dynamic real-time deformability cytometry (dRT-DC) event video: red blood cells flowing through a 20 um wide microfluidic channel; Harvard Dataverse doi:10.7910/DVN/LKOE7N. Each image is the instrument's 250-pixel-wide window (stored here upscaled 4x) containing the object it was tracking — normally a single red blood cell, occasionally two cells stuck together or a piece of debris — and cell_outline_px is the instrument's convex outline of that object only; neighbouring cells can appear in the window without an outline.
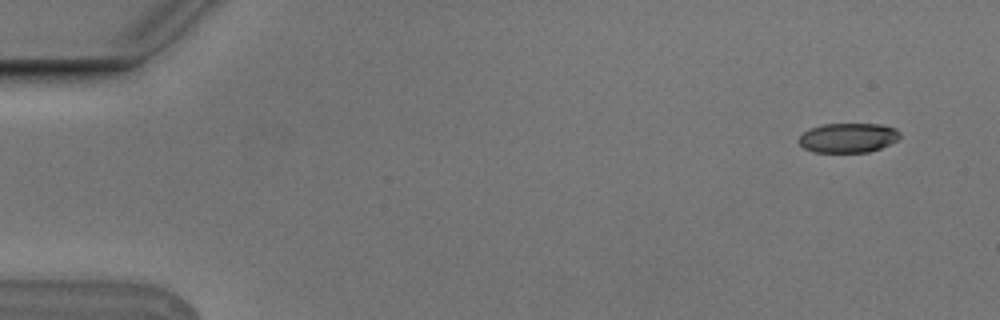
{"species": "Egyptian fruit bat (a non-hibernating species)", "species_latin": "Rousettus aegyptiacus", "temperature_condition": "cold", "stored_images_in_passage": 4, "camera_frame_rate_fps": 3000, "um_per_image_px": 0.085, "animal": {"sex": "male"}, "frame": {"image": 1, "passage_image": 1, "time_ms": 0.0, "image_size_px": [1000, 320], "cell_outline_px": [[900, 136], [896, 140], [880, 148], [868, 152], [812, 152], [804, 148], [796, 140], [804, 132], [812, 128], [824, 124], [880, 124], [896, 128], [900, 132]], "centroid_in_image_um": [72.07, 11.71], "position_along_channel_um": 12.9, "area_um2": 17.34}}
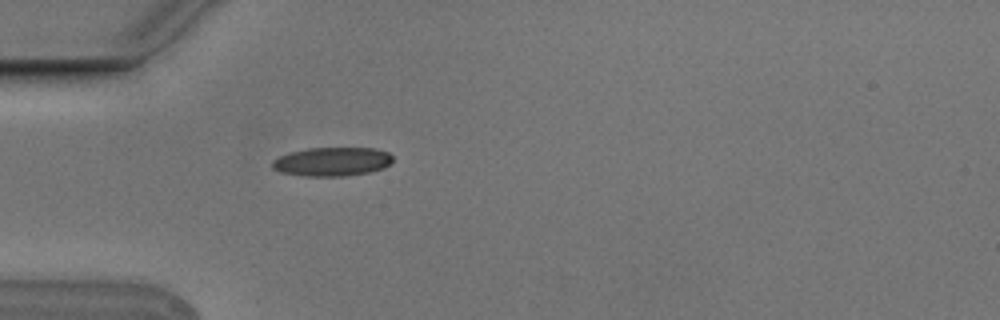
{"frame": {"image": 2, "passage_image": 4, "time_ms": 1.0, "image_size_px": [1000, 320], "cell_outline_px": [[392, 160], [384, 168], [368, 172], [344, 176], [304, 176], [280, 172], [272, 168], [272, 160], [280, 156], [292, 152], [308, 148], [376, 148], [388, 152], [392, 156]], "centroid_in_image_um": [28.22, 13.74], "position_along_channel_um": 56.8, "area_um2": 20.17}}